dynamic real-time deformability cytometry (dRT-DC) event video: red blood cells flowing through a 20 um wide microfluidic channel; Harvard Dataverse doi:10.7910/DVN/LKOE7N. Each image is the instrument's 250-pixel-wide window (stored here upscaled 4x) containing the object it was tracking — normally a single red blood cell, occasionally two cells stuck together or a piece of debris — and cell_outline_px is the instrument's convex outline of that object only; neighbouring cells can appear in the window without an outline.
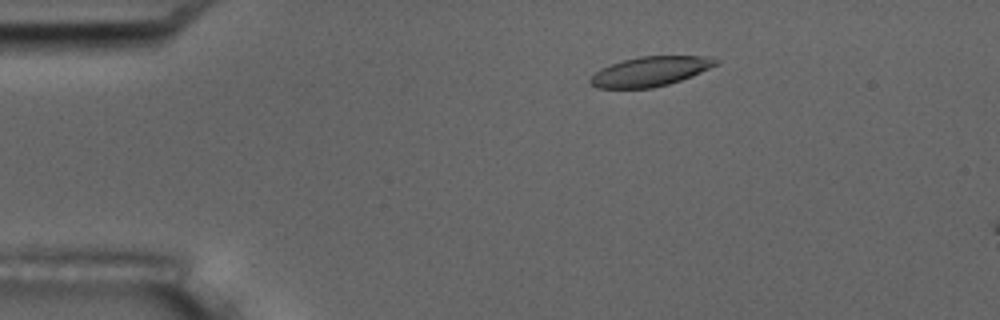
{"species": "common noctule bat (a hibernating species)", "species_latin": "Nyctalus noctula", "temperature_condition": "room temperature", "stored_images_in_passage": 6, "camera_frame_rate_fps": 3000, "um_per_image_px": 0.085, "animal": {"sex": "male", "body_mass_g": 17.5, "forearm_length_mm": 52.3}, "frame": {"image": 1, "passage_image": 3, "time_ms": 3.0, "image_size_px": [1000, 320], "cell_outline_px": [[720, 64], [692, 76], [668, 84], [652, 88], [596, 88], [588, 84], [588, 80], [600, 68], [624, 60], [640, 56], [712, 56], [720, 60]], "centroid_in_image_um": [55.3, 6.07], "position_along_channel_um": 29.7, "area_um2": 21.85}}
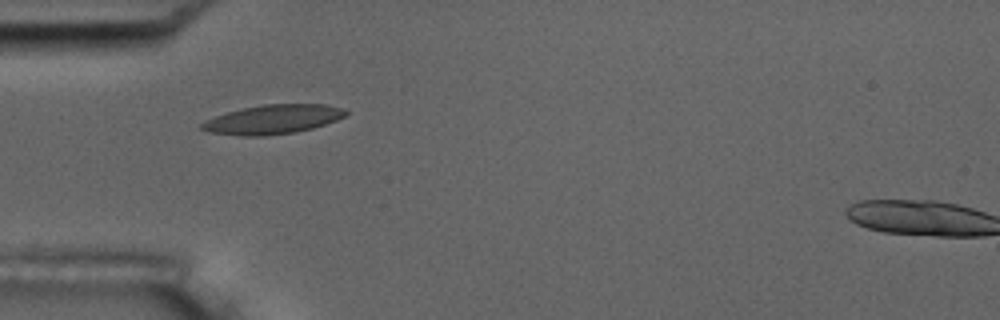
{"frame": {"image": 2, "passage_image": 5, "time_ms": 5.333, "image_size_px": [1000, 320], "cell_outline_px": [[348, 112], [344, 116], [336, 120], [312, 128], [296, 132], [264, 136], [244, 136], [208, 132], [200, 128], [200, 124], [204, 120], [240, 108], [264, 104], [324, 104], [344, 108]], "centroid_in_image_um": [23.17, 10.14], "position_along_channel_um": 61.8, "area_um2": 24.51}}